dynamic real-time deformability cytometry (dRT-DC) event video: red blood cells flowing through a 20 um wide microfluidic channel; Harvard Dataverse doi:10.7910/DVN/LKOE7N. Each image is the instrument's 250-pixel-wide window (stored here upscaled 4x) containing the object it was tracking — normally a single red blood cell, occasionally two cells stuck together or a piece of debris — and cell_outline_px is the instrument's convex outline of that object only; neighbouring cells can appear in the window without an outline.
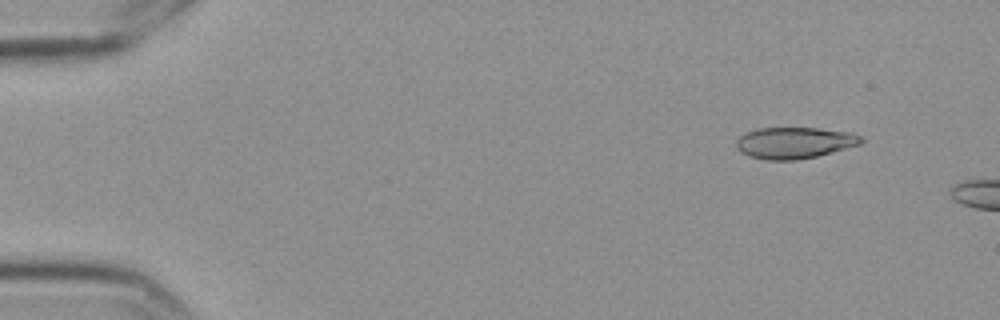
{"species": "Egyptian fruit bat (a non-hibernating species)", "species_latin": "Rousettus aegyptiacus", "temperature_condition": "cold", "stored_images_in_passage": 4, "camera_frame_rate_fps": 3000, "um_per_image_px": 0.085, "frame": {"image": 1, "passage_image": 1, "time_ms": 0.0, "image_size_px": [1000, 320], "cell_outline_px": [[864, 140], [860, 144], [816, 156], [796, 160], [768, 160], [748, 156], [736, 148], [736, 140], [740, 136], [756, 128], [816, 128], [852, 132], [860, 136]], "centroid_in_image_um": [67.51, 12.13], "position_along_channel_um": 17.5, "area_um2": 22.72}}